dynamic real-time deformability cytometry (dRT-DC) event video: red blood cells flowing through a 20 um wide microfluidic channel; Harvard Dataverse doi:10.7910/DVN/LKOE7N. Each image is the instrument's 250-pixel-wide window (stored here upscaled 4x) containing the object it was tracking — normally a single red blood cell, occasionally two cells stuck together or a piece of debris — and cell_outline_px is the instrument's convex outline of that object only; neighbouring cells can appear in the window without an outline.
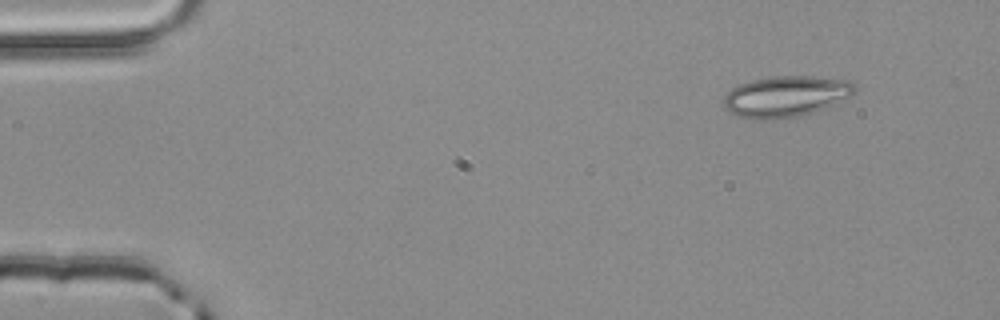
{"species": "common noctule bat (a hibernating species)", "species_latin": "Nyctalus noctula", "temperature_condition": "room temperature", "stored_images_in_passage": 3, "camera_frame_rate_fps": 3000, "um_per_image_px": 0.085, "animal": {"sex": "male", "body_mass_g": 20.4}, "frame": {"image": 1, "passage_image": 1, "time_ms": 0.0, "image_size_px": [1000, 320], "cell_outline_px": [[856, 92], [832, 104], [812, 112], [800, 116], [772, 120], [764, 120], [740, 116], [724, 108], [724, 96], [732, 88], [740, 84], [752, 80], [772, 76], [812, 76], [852, 80], [856, 84]], "centroid_in_image_um": [66.81, 8.18], "position_along_channel_um": 18.2, "area_um2": 31.15}}
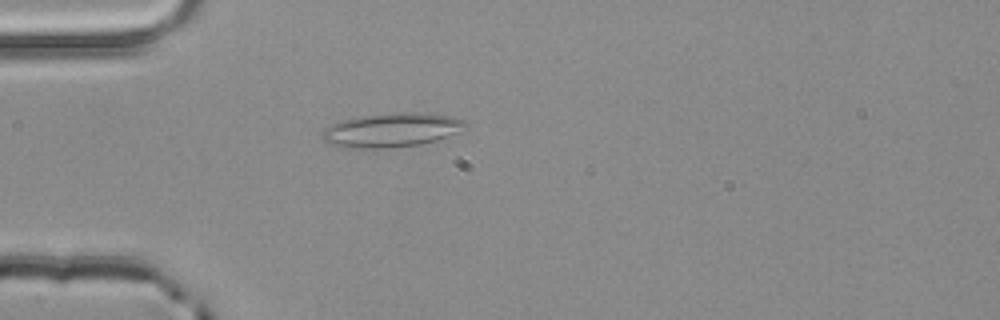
{"frame": {"image": 2, "passage_image": 3, "time_ms": 0.667, "image_size_px": [1000, 320], "cell_outline_px": [[468, 124], [460, 132], [436, 140], [420, 144], [388, 148], [348, 148], [328, 144], [320, 136], [324, 128], [332, 124], [344, 120], [360, 116], [396, 112], [432, 112], [452, 116], [464, 120]], "centroid_in_image_um": [33.31, 11.04], "position_along_channel_um": 51.7, "area_um2": 28.78}}